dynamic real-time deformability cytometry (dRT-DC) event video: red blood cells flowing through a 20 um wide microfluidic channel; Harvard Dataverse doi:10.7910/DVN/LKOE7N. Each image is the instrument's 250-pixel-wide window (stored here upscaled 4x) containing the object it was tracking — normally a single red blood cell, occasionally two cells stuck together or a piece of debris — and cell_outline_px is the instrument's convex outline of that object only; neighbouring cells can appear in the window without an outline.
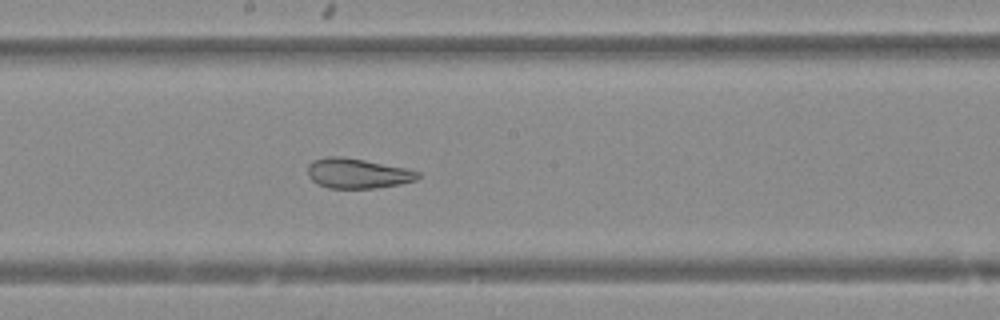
{"species": "Egyptian fruit bat (a non-hibernating species)", "species_latin": "Rousettus aegyptiacus", "temperature_condition": "warm", "stored_images_in_passage": 50, "camera_frame_rate_fps": 3000, "um_per_image_px": 0.085, "animal": {"sex": "female"}, "frame": {"image": 1, "passage_image": 27, "time_ms": 8.667, "image_size_px": [1000, 320], "cell_outline_px": [[420, 176], [416, 180], [400, 184], [376, 188], [328, 188], [312, 180], [308, 176], [308, 164], [312, 160], [328, 156], [340, 156], [364, 160], [404, 168], [420, 172]], "centroid_in_image_um": [30.37, 14.73], "position_along_channel_um": 217.8, "area_um2": 19.13}}
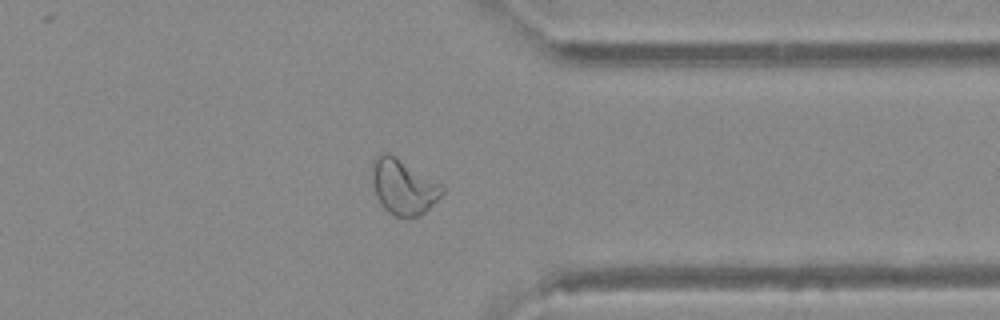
{"frame": {"image": 2, "passage_image": 39, "time_ms": 12.667, "image_size_px": [1000, 320], "cell_outline_px": [[444, 192], [420, 216], [396, 216], [388, 212], [384, 208], [376, 196], [372, 180], [372, 160], [380, 152], [388, 152], [440, 184], [444, 188]], "centroid_in_image_um": [34.24, 15.86], "position_along_channel_um": 377.2, "area_um2": 22.08}}
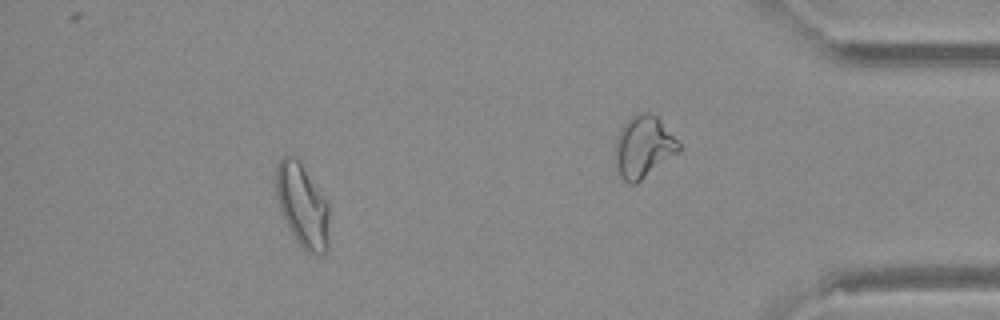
{"frame": {"image": 3, "passage_image": 45, "time_ms": 14.667, "image_size_px": [1000, 320], "cell_outline_px": [[328, 248], [320, 256], [316, 256], [308, 252], [292, 236], [284, 220], [276, 196], [276, 168], [280, 156], [296, 156], [300, 160], [328, 204]], "centroid_in_image_um": [25.69, 17.46], "position_along_channel_um": 409.5, "area_um2": 25.95}}